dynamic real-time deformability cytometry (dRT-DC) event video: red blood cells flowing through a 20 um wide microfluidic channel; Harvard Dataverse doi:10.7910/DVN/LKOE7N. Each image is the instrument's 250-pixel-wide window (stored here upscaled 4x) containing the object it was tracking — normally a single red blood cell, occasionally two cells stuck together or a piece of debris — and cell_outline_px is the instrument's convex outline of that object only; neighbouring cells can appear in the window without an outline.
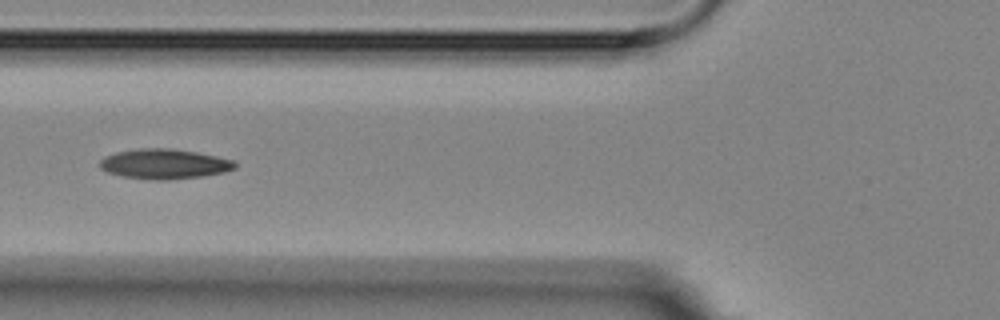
{"species": "Egyptian fruit bat (a non-hibernating species)", "species_latin": "Rousettus aegyptiacus", "temperature_condition": "room temperature", "stored_images_in_passage": 7, "camera_frame_rate_fps": 3000, "um_per_image_px": 0.085, "animal": {"sex": "female"}, "frame": {"image": 1, "passage_image": 6, "time_ms": 6.0, "image_size_px": [1000, 320], "cell_outline_px": [[236, 168], [224, 172], [204, 176], [168, 180], [156, 180], [124, 176], [108, 172], [100, 168], [100, 160], [104, 156], [116, 152], [140, 148], [168, 148], [196, 152], [236, 160]], "centroid_in_image_um": [13.99, 13.93], "position_along_channel_um": 111.8, "area_um2": 23.58}}
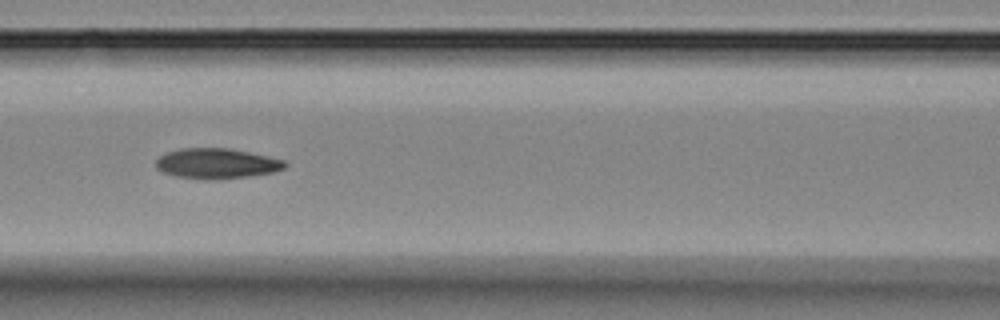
{"frame": {"image": 2, "passage_image": 7, "time_ms": 7.0, "image_size_px": [1000, 320], "cell_outline_px": [[288, 164], [284, 168], [272, 172], [248, 176], [216, 180], [204, 180], [176, 176], [164, 172], [156, 168], [156, 160], [164, 152], [180, 148], [228, 148], [268, 156], [284, 160]], "centroid_in_image_um": [18.39, 13.9], "position_along_channel_um": 148.2, "area_um2": 22.83}}